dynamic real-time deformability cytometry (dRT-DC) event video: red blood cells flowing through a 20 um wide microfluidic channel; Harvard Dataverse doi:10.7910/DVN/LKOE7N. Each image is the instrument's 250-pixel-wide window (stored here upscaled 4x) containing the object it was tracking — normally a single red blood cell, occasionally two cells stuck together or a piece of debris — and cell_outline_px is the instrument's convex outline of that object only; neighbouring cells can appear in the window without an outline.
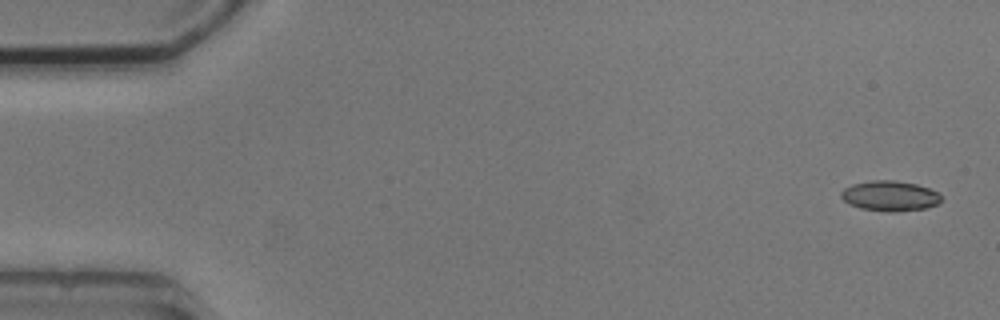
{"species": "common noctule bat (a hibernating species)", "species_latin": "Nyctalus noctula", "temperature_condition": "cold", "stored_images_in_passage": 5, "camera_frame_rate_fps": 3000, "um_per_image_px": 0.085, "animal": {"sex": "male", "body_mass_g": 20.5, "forearm_length_mm": 52.5}, "frame": {"image": 1, "passage_image": 1, "time_ms": 0.0, "image_size_px": [1000, 320], "cell_outline_px": [[940, 200], [936, 204], [924, 208], [892, 212], [888, 212], [860, 208], [848, 204], [840, 196], [840, 192], [844, 188], [852, 184], [872, 180], [892, 180], [916, 184], [940, 192]], "centroid_in_image_um": [75.6, 16.65], "position_along_channel_um": 9.4, "area_um2": 17.57}}
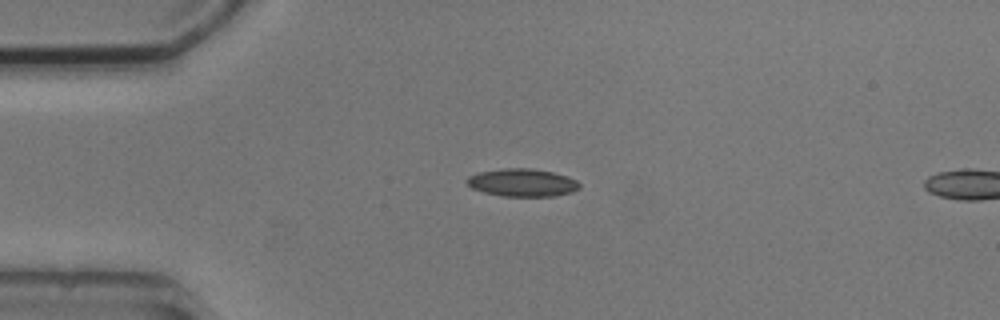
{"frame": {"image": 2, "passage_image": 4, "time_ms": 3.667, "image_size_px": [1000, 320], "cell_outline_px": [[580, 188], [572, 192], [552, 196], [504, 196], [484, 192], [472, 188], [464, 180], [468, 176], [476, 172], [504, 168], [532, 168], [552, 172], [568, 176], [576, 180], [580, 184]], "centroid_in_image_um": [44.38, 15.51], "position_along_channel_um": 40.6, "area_um2": 18.32}}